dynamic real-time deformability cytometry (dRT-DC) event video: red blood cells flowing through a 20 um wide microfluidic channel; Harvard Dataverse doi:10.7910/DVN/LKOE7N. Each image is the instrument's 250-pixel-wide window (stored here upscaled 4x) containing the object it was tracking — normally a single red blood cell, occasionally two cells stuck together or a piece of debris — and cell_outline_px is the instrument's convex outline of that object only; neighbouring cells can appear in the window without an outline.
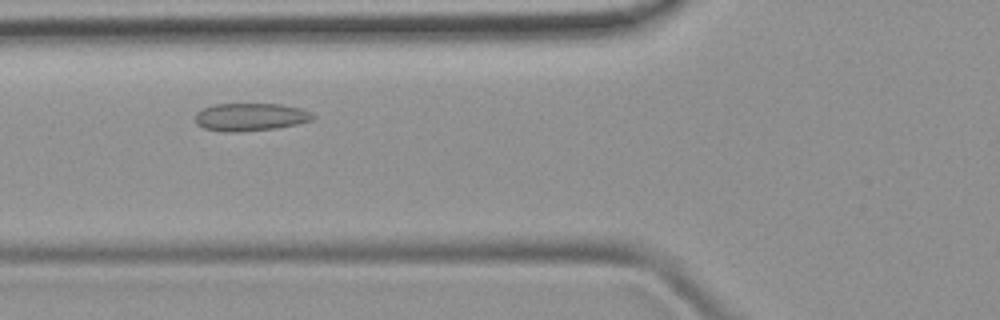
{"species": "common noctule bat (a hibernating species)", "species_latin": "Nyctalus noctula", "temperature_condition": "room temperature", "stored_images_in_passage": 37, "camera_frame_rate_fps": 3000, "um_per_image_px": 0.085, "animal": {"sex": "female", "body_mass_g": 19.9}, "frame": {"image": 1, "passage_image": 7, "time_ms": 2.0, "image_size_px": [1000, 320], "cell_outline_px": [[316, 116], [312, 120], [296, 124], [276, 128], [240, 132], [224, 132], [204, 128], [196, 124], [196, 112], [212, 104], [280, 104], [300, 108], [312, 112]], "centroid_in_image_um": [21.29, 9.94], "position_along_channel_um": 104.5, "area_um2": 19.13}}
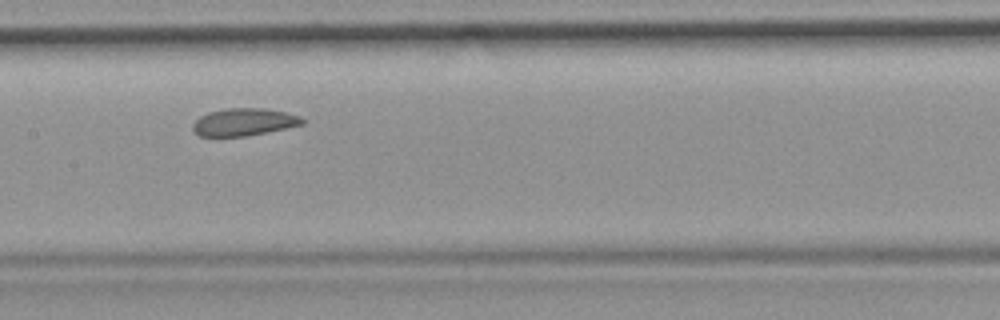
{"frame": {"image": 2, "passage_image": 13, "time_ms": 4.0, "image_size_px": [1000, 320], "cell_outline_px": [[304, 124], [244, 136], [200, 136], [192, 132], [192, 124], [200, 116], [208, 112], [228, 108], [264, 108], [284, 112], [300, 116], [304, 120]], "centroid_in_image_um": [20.68, 10.37], "position_along_channel_um": 186.7, "area_um2": 17.34}}
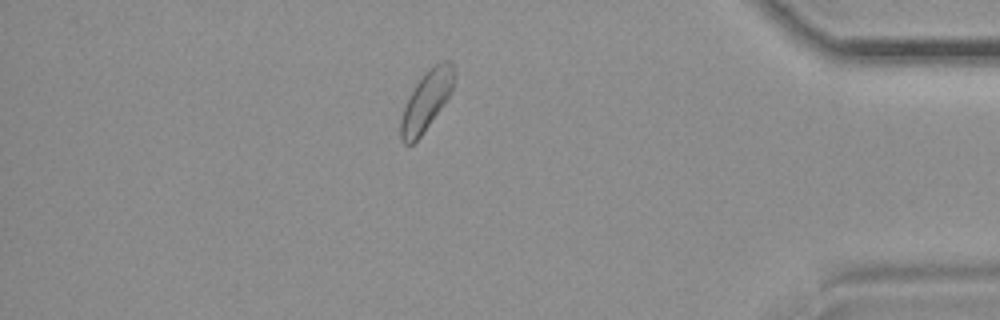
{"frame": {"image": 3, "passage_image": 31, "time_ms": 10.0, "image_size_px": [1000, 320], "cell_outline_px": [[456, 72], [452, 88], [444, 104], [420, 136], [412, 144], [404, 144], [400, 140], [400, 120], [404, 108], [416, 84], [424, 72], [428, 68], [444, 60], [452, 60]], "centroid_in_image_um": [36.26, 8.53], "position_along_channel_um": 398.9, "area_um2": 18.26}}